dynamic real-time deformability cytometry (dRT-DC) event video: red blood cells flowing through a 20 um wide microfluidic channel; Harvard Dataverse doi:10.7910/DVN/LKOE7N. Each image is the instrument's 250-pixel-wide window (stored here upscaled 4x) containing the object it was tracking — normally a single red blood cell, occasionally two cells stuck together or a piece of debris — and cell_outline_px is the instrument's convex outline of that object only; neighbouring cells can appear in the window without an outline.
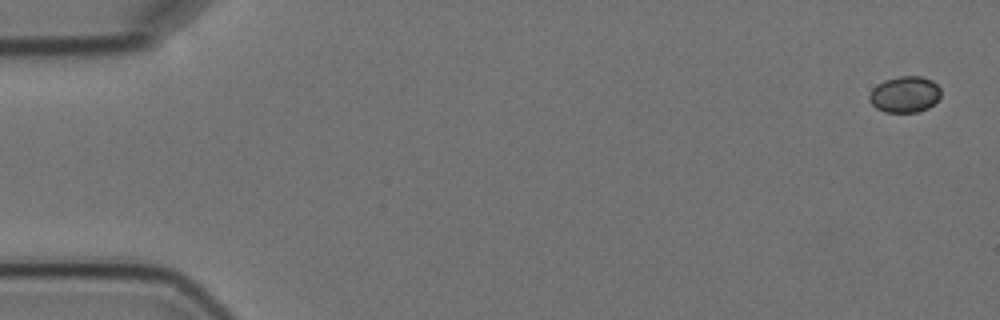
{"species": "Egyptian fruit bat (a non-hibernating species)", "species_latin": "Rousettus aegyptiacus", "temperature_condition": "cold", "stored_images_in_passage": 6, "camera_frame_rate_fps": 3000, "um_per_image_px": 0.085, "animal": {"sex": "female"}, "frame": {"image": 1, "passage_image": 1, "time_ms": 0.0, "image_size_px": [1000, 320], "cell_outline_px": [[940, 96], [928, 108], [916, 112], [884, 112], [876, 108], [868, 100], [868, 96], [872, 88], [876, 84], [884, 80], [900, 76], [920, 76], [932, 80], [940, 88]], "centroid_in_image_um": [76.87, 8.02], "position_along_channel_um": 8.1, "area_um2": 15.14}}
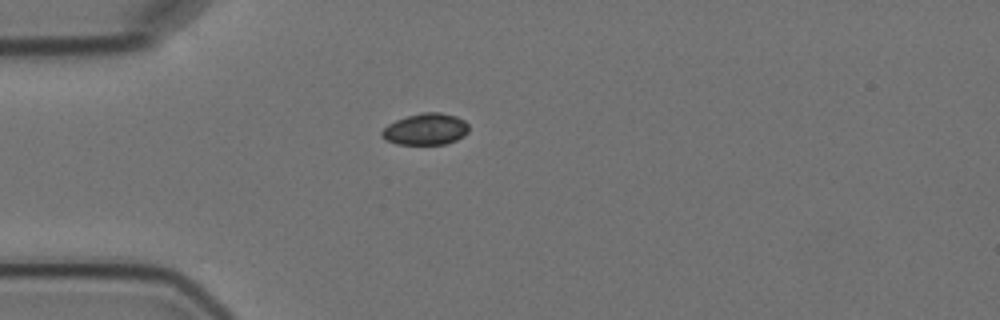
{"frame": {"image": 2, "passage_image": 5, "time_ms": 4.667, "image_size_px": [1000, 320], "cell_outline_px": [[468, 132], [464, 136], [456, 140], [444, 144], [396, 144], [384, 140], [380, 136], [380, 132], [388, 124], [396, 120], [420, 112], [440, 112], [456, 116], [464, 120], [468, 124]], "centroid_in_image_um": [36.16, 10.98], "position_along_channel_um": 48.8, "area_um2": 16.13}}